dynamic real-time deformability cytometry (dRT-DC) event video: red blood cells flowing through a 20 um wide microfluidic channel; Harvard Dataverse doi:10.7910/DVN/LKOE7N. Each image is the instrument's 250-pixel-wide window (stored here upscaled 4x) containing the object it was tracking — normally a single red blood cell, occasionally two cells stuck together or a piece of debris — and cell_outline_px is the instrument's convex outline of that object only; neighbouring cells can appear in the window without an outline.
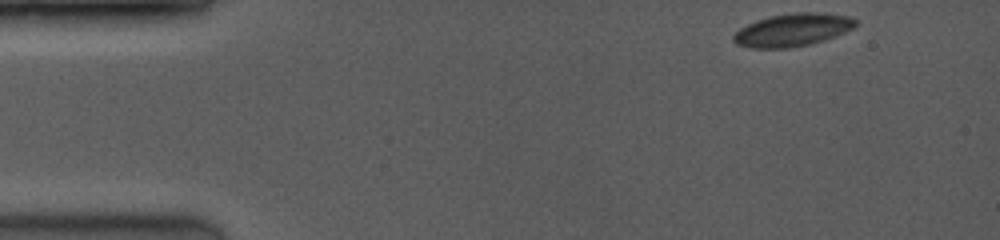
{"species": "common noctule bat (a hibernating species)", "species_latin": "Nyctalus noctula", "temperature_condition": "room temperature", "stored_images_in_passage": 9, "camera_frame_rate_fps": 3500, "um_per_image_px": 0.085, "animal": {"sex": "female", "body_mass_g": 19.0, "forearm_length_mm": 53.3}, "frame": {"image": 1, "passage_image": 1, "time_ms": 0.0, "image_size_px": [1000, 240], "cell_outline_px": [[856, 24], [852, 28], [844, 32], [824, 40], [808, 44], [788, 48], [752, 48], [736, 44], [732, 40], [732, 36], [740, 28], [756, 20], [772, 16], [800, 12], [820, 12], [848, 16], [856, 20]], "centroid_in_image_um": [67.34, 2.55], "position_along_channel_um": 17.7, "area_um2": 23.06}}
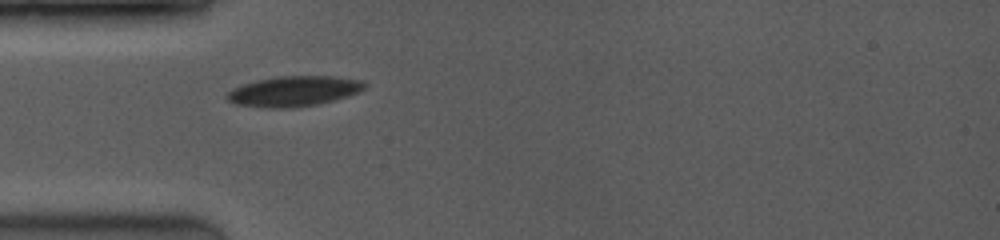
{"frame": {"image": 2, "passage_image": 6, "time_ms": 3.429, "image_size_px": [1000, 240], "cell_outline_px": [[368, 84], [360, 92], [348, 96], [316, 104], [292, 108], [268, 108], [236, 104], [228, 100], [224, 96], [232, 88], [256, 80], [276, 76], [332, 76], [364, 80]], "centroid_in_image_um": [24.98, 7.74], "position_along_channel_um": 60.0, "area_um2": 24.39}}